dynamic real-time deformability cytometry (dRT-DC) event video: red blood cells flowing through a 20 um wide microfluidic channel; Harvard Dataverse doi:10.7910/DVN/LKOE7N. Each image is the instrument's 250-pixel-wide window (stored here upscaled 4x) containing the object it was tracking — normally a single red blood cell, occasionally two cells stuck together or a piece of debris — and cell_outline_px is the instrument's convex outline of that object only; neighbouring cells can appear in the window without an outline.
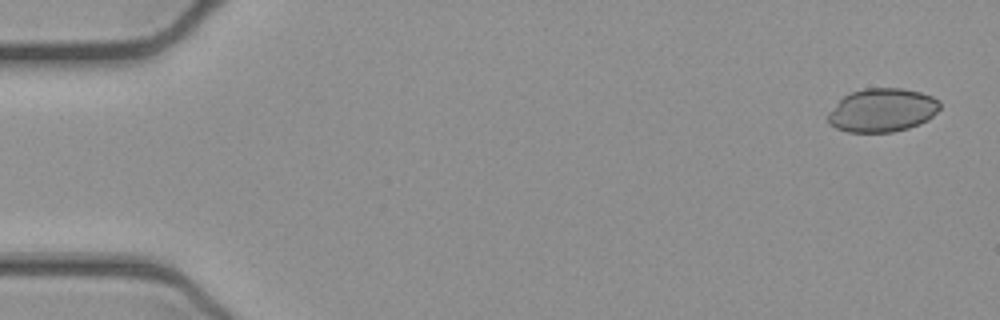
{"species": "common noctule bat (a hibernating species)", "species_latin": "Nyctalus noctula", "temperature_condition": "cold", "stored_images_in_passage": 51, "camera_frame_rate_fps": 3000, "um_per_image_px": 0.085, "animal": {"sex": "female", "body_mass_g": 21.9}, "frame": {"image": 1, "passage_image": 1, "time_ms": 0.0, "image_size_px": [1000, 320], "cell_outline_px": [[940, 108], [928, 120], [920, 124], [908, 128], [892, 132], [848, 132], [836, 128], [828, 124], [828, 112], [844, 96], [852, 92], [864, 88], [900, 88], [920, 92], [932, 96], [940, 100]], "centroid_in_image_um": [74.99, 9.37], "position_along_channel_um": 10.0, "area_um2": 28.44}}
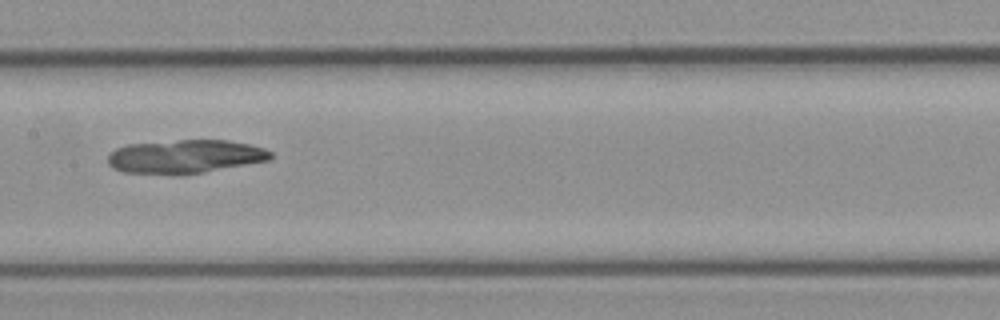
{"frame": {"image": 2, "passage_image": 25, "time_ms": 8.0, "image_size_px": [1000, 320], "cell_outline_px": [[272, 156], [268, 160], [204, 172], [124, 172], [112, 168], [108, 164], [108, 156], [116, 148], [128, 144], [180, 140], [228, 140], [248, 144], [264, 148], [272, 152]], "centroid_in_image_um": [15.75, 13.27], "position_along_channel_um": 191.7, "area_um2": 30.87}}
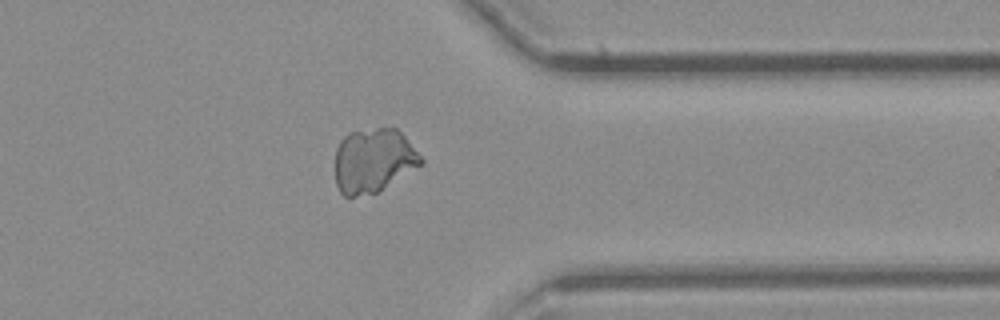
{"frame": {"image": 3, "passage_image": 40, "time_ms": 13.0, "image_size_px": [1000, 320], "cell_outline_px": [[424, 164], [376, 192], [356, 196], [344, 196], [340, 192], [336, 184], [336, 148], [340, 140], [348, 132], [376, 128], [396, 128], [404, 136], [424, 160]], "centroid_in_image_um": [31.74, 13.63], "position_along_channel_um": 379.7, "area_um2": 31.96}}